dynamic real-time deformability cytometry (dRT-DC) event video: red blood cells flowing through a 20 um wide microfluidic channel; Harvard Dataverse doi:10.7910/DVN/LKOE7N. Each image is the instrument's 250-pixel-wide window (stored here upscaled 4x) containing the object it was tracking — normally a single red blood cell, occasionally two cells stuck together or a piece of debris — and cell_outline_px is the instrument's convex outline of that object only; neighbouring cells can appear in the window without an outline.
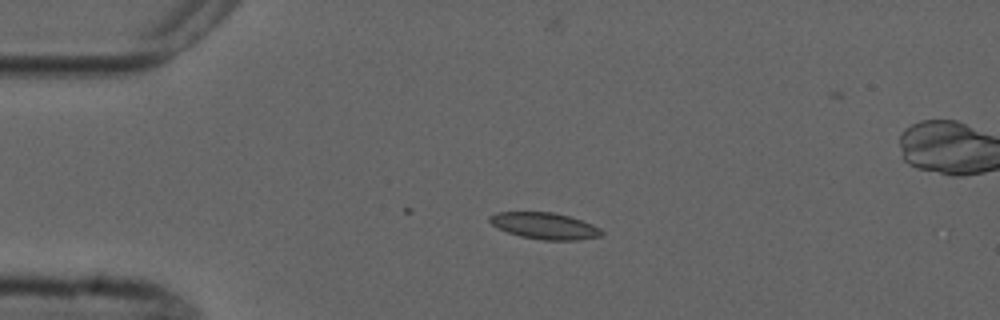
{"species": "common noctule bat (a hibernating species)", "species_latin": "Nyctalus noctula", "temperature_condition": "cold", "stored_images_in_passage": 4, "camera_frame_rate_fps": 3000, "um_per_image_px": 0.085, "animal": {"sex": "male", "forearm_length_mm": 52.5}, "frame": {"image": 1, "passage_image": 3, "time_ms": 2.333, "image_size_px": [1000, 320], "cell_outline_px": [[604, 232], [600, 236], [576, 240], [544, 240], [520, 236], [496, 228], [488, 220], [488, 216], [496, 212], [552, 212], [568, 216], [592, 224], [600, 228]], "centroid_in_image_um": [46.26, 19.19], "position_along_channel_um": 38.7, "area_um2": 17.22}}